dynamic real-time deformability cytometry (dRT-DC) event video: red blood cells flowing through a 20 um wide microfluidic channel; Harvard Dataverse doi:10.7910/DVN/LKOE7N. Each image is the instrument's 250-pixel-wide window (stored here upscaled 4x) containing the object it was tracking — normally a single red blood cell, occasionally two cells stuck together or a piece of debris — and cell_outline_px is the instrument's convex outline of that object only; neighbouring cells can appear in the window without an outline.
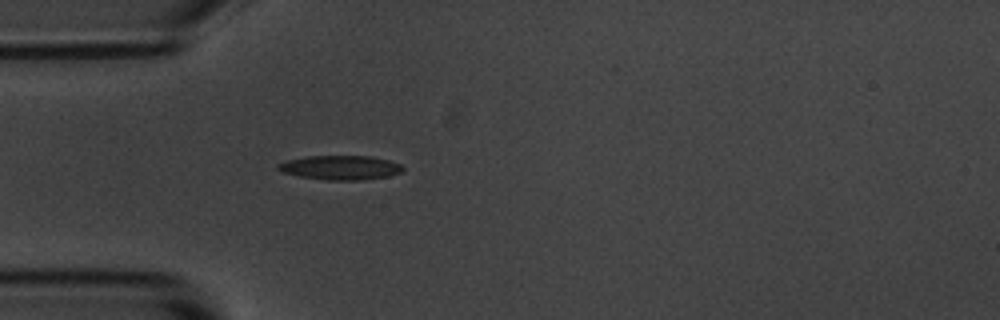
{"species": "common noctule bat (a hibernating species)", "species_latin": "Nyctalus noctula", "temperature_condition": "room temperature", "stored_images_in_passage": 1, "camera_frame_rate_fps": 3000, "um_per_image_px": 0.085, "animal": {"sex": "male", "body_mass_g": 20.1, "forearm_length_mm": 53.5}, "frame": {"image": 1, "passage_image": 1, "time_ms": 0.0, "image_size_px": [1000, 320], "cell_outline_px": [[404, 168], [400, 172], [388, 176], [360, 180], [328, 180], [300, 176], [284, 172], [276, 168], [276, 164], [284, 160], [304, 156], [372, 156], [388, 160], [400, 164]], "centroid_in_image_um": [28.89, 14.23], "position_along_channel_um": 56.1, "area_um2": 17.63}}